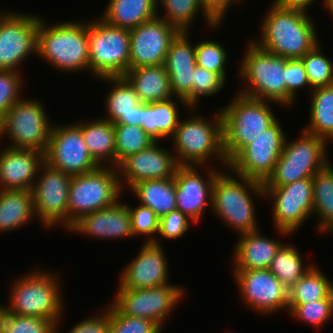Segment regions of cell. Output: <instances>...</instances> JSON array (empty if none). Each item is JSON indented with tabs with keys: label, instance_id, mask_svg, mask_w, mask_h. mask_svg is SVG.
<instances>
[{
	"label": "cell",
	"instance_id": "836d02e7",
	"mask_svg": "<svg viewBox=\"0 0 333 333\" xmlns=\"http://www.w3.org/2000/svg\"><path fill=\"white\" fill-rule=\"evenodd\" d=\"M308 124L302 129L333 143V84L309 92Z\"/></svg>",
	"mask_w": 333,
	"mask_h": 333
},
{
	"label": "cell",
	"instance_id": "d590c367",
	"mask_svg": "<svg viewBox=\"0 0 333 333\" xmlns=\"http://www.w3.org/2000/svg\"><path fill=\"white\" fill-rule=\"evenodd\" d=\"M159 6L161 7L160 9ZM158 10L162 11L160 12ZM198 16L199 19L200 17L203 19L201 21L206 24L208 27L207 30L211 29V31H215L216 29L217 31L218 27H222L221 25H215L203 13L199 0H157V17L166 20L180 32H190Z\"/></svg>",
	"mask_w": 333,
	"mask_h": 333
},
{
	"label": "cell",
	"instance_id": "484cf974",
	"mask_svg": "<svg viewBox=\"0 0 333 333\" xmlns=\"http://www.w3.org/2000/svg\"><path fill=\"white\" fill-rule=\"evenodd\" d=\"M261 230L238 236L232 251L231 270L268 269L276 252L284 244L282 240L266 237Z\"/></svg>",
	"mask_w": 333,
	"mask_h": 333
},
{
	"label": "cell",
	"instance_id": "7c38bea8",
	"mask_svg": "<svg viewBox=\"0 0 333 333\" xmlns=\"http://www.w3.org/2000/svg\"><path fill=\"white\" fill-rule=\"evenodd\" d=\"M264 195L265 201L271 202V221L278 235L292 236L313 216L312 178L283 186L264 187Z\"/></svg>",
	"mask_w": 333,
	"mask_h": 333
},
{
	"label": "cell",
	"instance_id": "4dcf8cb0",
	"mask_svg": "<svg viewBox=\"0 0 333 333\" xmlns=\"http://www.w3.org/2000/svg\"><path fill=\"white\" fill-rule=\"evenodd\" d=\"M157 16V0H109L102 18L109 25L132 29Z\"/></svg>",
	"mask_w": 333,
	"mask_h": 333
},
{
	"label": "cell",
	"instance_id": "8992f818",
	"mask_svg": "<svg viewBox=\"0 0 333 333\" xmlns=\"http://www.w3.org/2000/svg\"><path fill=\"white\" fill-rule=\"evenodd\" d=\"M245 48L238 69L242 87L237 93L253 99L275 102L280 108L286 109V58L267 52L251 39Z\"/></svg>",
	"mask_w": 333,
	"mask_h": 333
},
{
	"label": "cell",
	"instance_id": "d6a6232c",
	"mask_svg": "<svg viewBox=\"0 0 333 333\" xmlns=\"http://www.w3.org/2000/svg\"><path fill=\"white\" fill-rule=\"evenodd\" d=\"M130 192L139 204L152 209L159 218L177 209L174 177L139 182Z\"/></svg>",
	"mask_w": 333,
	"mask_h": 333
},
{
	"label": "cell",
	"instance_id": "44dd1931",
	"mask_svg": "<svg viewBox=\"0 0 333 333\" xmlns=\"http://www.w3.org/2000/svg\"><path fill=\"white\" fill-rule=\"evenodd\" d=\"M159 143L154 142L147 149L128 156L117 166L123 191L145 180L174 177L179 165L173 151L165 146L162 148Z\"/></svg>",
	"mask_w": 333,
	"mask_h": 333
},
{
	"label": "cell",
	"instance_id": "5bb4252c",
	"mask_svg": "<svg viewBox=\"0 0 333 333\" xmlns=\"http://www.w3.org/2000/svg\"><path fill=\"white\" fill-rule=\"evenodd\" d=\"M41 15L5 9L0 12V70L19 71L27 57L37 54Z\"/></svg>",
	"mask_w": 333,
	"mask_h": 333
},
{
	"label": "cell",
	"instance_id": "f5cc1de1",
	"mask_svg": "<svg viewBox=\"0 0 333 333\" xmlns=\"http://www.w3.org/2000/svg\"><path fill=\"white\" fill-rule=\"evenodd\" d=\"M315 0H272V3L285 9H296L304 12H310L309 7L314 5Z\"/></svg>",
	"mask_w": 333,
	"mask_h": 333
},
{
	"label": "cell",
	"instance_id": "e0dca14e",
	"mask_svg": "<svg viewBox=\"0 0 333 333\" xmlns=\"http://www.w3.org/2000/svg\"><path fill=\"white\" fill-rule=\"evenodd\" d=\"M44 160L70 176L86 174L100 167L90 155L76 123L53 124Z\"/></svg>",
	"mask_w": 333,
	"mask_h": 333
},
{
	"label": "cell",
	"instance_id": "8fae6325",
	"mask_svg": "<svg viewBox=\"0 0 333 333\" xmlns=\"http://www.w3.org/2000/svg\"><path fill=\"white\" fill-rule=\"evenodd\" d=\"M123 193L117 167L100 166L92 172L72 176L68 197V230L83 215L115 204L122 199Z\"/></svg>",
	"mask_w": 333,
	"mask_h": 333
},
{
	"label": "cell",
	"instance_id": "277c9868",
	"mask_svg": "<svg viewBox=\"0 0 333 333\" xmlns=\"http://www.w3.org/2000/svg\"><path fill=\"white\" fill-rule=\"evenodd\" d=\"M36 267L13 279L12 285H9V301L5 303L6 312L50 319L56 324V329H59L66 311L61 289L62 279L58 270L55 273L54 270L52 272Z\"/></svg>",
	"mask_w": 333,
	"mask_h": 333
},
{
	"label": "cell",
	"instance_id": "ee69618b",
	"mask_svg": "<svg viewBox=\"0 0 333 333\" xmlns=\"http://www.w3.org/2000/svg\"><path fill=\"white\" fill-rule=\"evenodd\" d=\"M110 333H161L162 328L145 318L126 316L109 303Z\"/></svg>",
	"mask_w": 333,
	"mask_h": 333
},
{
	"label": "cell",
	"instance_id": "d6986e66",
	"mask_svg": "<svg viewBox=\"0 0 333 333\" xmlns=\"http://www.w3.org/2000/svg\"><path fill=\"white\" fill-rule=\"evenodd\" d=\"M201 170L205 171L203 175ZM221 171L222 168L216 166H178L176 169L174 182L177 210L195 224L202 221L206 210L211 211L213 186Z\"/></svg>",
	"mask_w": 333,
	"mask_h": 333
},
{
	"label": "cell",
	"instance_id": "5b68a950",
	"mask_svg": "<svg viewBox=\"0 0 333 333\" xmlns=\"http://www.w3.org/2000/svg\"><path fill=\"white\" fill-rule=\"evenodd\" d=\"M50 23L42 16L39 19L36 56L47 61L57 73H88V20Z\"/></svg>",
	"mask_w": 333,
	"mask_h": 333
},
{
	"label": "cell",
	"instance_id": "f546056e",
	"mask_svg": "<svg viewBox=\"0 0 333 333\" xmlns=\"http://www.w3.org/2000/svg\"><path fill=\"white\" fill-rule=\"evenodd\" d=\"M35 218L31 190H0V234L24 228Z\"/></svg>",
	"mask_w": 333,
	"mask_h": 333
},
{
	"label": "cell",
	"instance_id": "9c48e42d",
	"mask_svg": "<svg viewBox=\"0 0 333 333\" xmlns=\"http://www.w3.org/2000/svg\"><path fill=\"white\" fill-rule=\"evenodd\" d=\"M99 18V19H98ZM89 73L95 79L124 76L129 70L130 30L88 19Z\"/></svg>",
	"mask_w": 333,
	"mask_h": 333
},
{
	"label": "cell",
	"instance_id": "3957f363",
	"mask_svg": "<svg viewBox=\"0 0 333 333\" xmlns=\"http://www.w3.org/2000/svg\"><path fill=\"white\" fill-rule=\"evenodd\" d=\"M255 197L257 200H265L262 182L237 175L228 167L224 168L215 179L211 213L238 236L257 231L261 226H258L256 217Z\"/></svg>",
	"mask_w": 333,
	"mask_h": 333
},
{
	"label": "cell",
	"instance_id": "f6af8a7d",
	"mask_svg": "<svg viewBox=\"0 0 333 333\" xmlns=\"http://www.w3.org/2000/svg\"><path fill=\"white\" fill-rule=\"evenodd\" d=\"M130 216L134 238L145 237L144 242H154L157 238L159 228V217L149 207L141 204L127 205Z\"/></svg>",
	"mask_w": 333,
	"mask_h": 333
},
{
	"label": "cell",
	"instance_id": "83f0119b",
	"mask_svg": "<svg viewBox=\"0 0 333 333\" xmlns=\"http://www.w3.org/2000/svg\"><path fill=\"white\" fill-rule=\"evenodd\" d=\"M124 77L144 103L165 101L174 97L165 65L129 69Z\"/></svg>",
	"mask_w": 333,
	"mask_h": 333
},
{
	"label": "cell",
	"instance_id": "60d3db41",
	"mask_svg": "<svg viewBox=\"0 0 333 333\" xmlns=\"http://www.w3.org/2000/svg\"><path fill=\"white\" fill-rule=\"evenodd\" d=\"M287 314L298 322L320 328L333 319V291L324 299L315 302L288 305Z\"/></svg>",
	"mask_w": 333,
	"mask_h": 333
},
{
	"label": "cell",
	"instance_id": "bcb514c9",
	"mask_svg": "<svg viewBox=\"0 0 333 333\" xmlns=\"http://www.w3.org/2000/svg\"><path fill=\"white\" fill-rule=\"evenodd\" d=\"M226 83L218 73L196 65L192 89V107H199L201 98L212 97L218 94Z\"/></svg>",
	"mask_w": 333,
	"mask_h": 333
},
{
	"label": "cell",
	"instance_id": "681fc988",
	"mask_svg": "<svg viewBox=\"0 0 333 333\" xmlns=\"http://www.w3.org/2000/svg\"><path fill=\"white\" fill-rule=\"evenodd\" d=\"M286 87H287V108L291 107L298 98L301 89L311 91L304 64L301 59H286Z\"/></svg>",
	"mask_w": 333,
	"mask_h": 333
},
{
	"label": "cell",
	"instance_id": "db71d44e",
	"mask_svg": "<svg viewBox=\"0 0 333 333\" xmlns=\"http://www.w3.org/2000/svg\"><path fill=\"white\" fill-rule=\"evenodd\" d=\"M142 123H143V102L133 107L132 112L129 114V121H127V125L142 127Z\"/></svg>",
	"mask_w": 333,
	"mask_h": 333
},
{
	"label": "cell",
	"instance_id": "4316f807",
	"mask_svg": "<svg viewBox=\"0 0 333 333\" xmlns=\"http://www.w3.org/2000/svg\"><path fill=\"white\" fill-rule=\"evenodd\" d=\"M180 105L184 109L190 108L183 99L176 97L153 103L143 102L142 128L156 142L169 140L182 118L180 109L183 108Z\"/></svg>",
	"mask_w": 333,
	"mask_h": 333
},
{
	"label": "cell",
	"instance_id": "8d00e7d4",
	"mask_svg": "<svg viewBox=\"0 0 333 333\" xmlns=\"http://www.w3.org/2000/svg\"><path fill=\"white\" fill-rule=\"evenodd\" d=\"M333 280L315 263L288 291V305H300L326 298L333 291Z\"/></svg>",
	"mask_w": 333,
	"mask_h": 333
},
{
	"label": "cell",
	"instance_id": "1f68e13d",
	"mask_svg": "<svg viewBox=\"0 0 333 333\" xmlns=\"http://www.w3.org/2000/svg\"><path fill=\"white\" fill-rule=\"evenodd\" d=\"M98 80L107 82L112 87L105 96L103 105L106 114L102 118L113 124H127L133 107L141 103L135 89L124 76L103 77Z\"/></svg>",
	"mask_w": 333,
	"mask_h": 333
},
{
	"label": "cell",
	"instance_id": "4fadbf2b",
	"mask_svg": "<svg viewBox=\"0 0 333 333\" xmlns=\"http://www.w3.org/2000/svg\"><path fill=\"white\" fill-rule=\"evenodd\" d=\"M117 287L111 303L122 314L152 320L162 329L186 292L182 285L175 283L145 289Z\"/></svg>",
	"mask_w": 333,
	"mask_h": 333
},
{
	"label": "cell",
	"instance_id": "ffe728a7",
	"mask_svg": "<svg viewBox=\"0 0 333 333\" xmlns=\"http://www.w3.org/2000/svg\"><path fill=\"white\" fill-rule=\"evenodd\" d=\"M179 33L177 28L157 16L130 29L129 69L163 65L170 44Z\"/></svg>",
	"mask_w": 333,
	"mask_h": 333
},
{
	"label": "cell",
	"instance_id": "74e56055",
	"mask_svg": "<svg viewBox=\"0 0 333 333\" xmlns=\"http://www.w3.org/2000/svg\"><path fill=\"white\" fill-rule=\"evenodd\" d=\"M299 249L285 239L268 267L288 290L314 265L307 262L305 265V258Z\"/></svg>",
	"mask_w": 333,
	"mask_h": 333
},
{
	"label": "cell",
	"instance_id": "30bf717a",
	"mask_svg": "<svg viewBox=\"0 0 333 333\" xmlns=\"http://www.w3.org/2000/svg\"><path fill=\"white\" fill-rule=\"evenodd\" d=\"M25 98L14 103L0 119V140L9 139L6 146L11 148L33 149L45 154L53 124L41 100Z\"/></svg>",
	"mask_w": 333,
	"mask_h": 333
},
{
	"label": "cell",
	"instance_id": "f1b7e54d",
	"mask_svg": "<svg viewBox=\"0 0 333 333\" xmlns=\"http://www.w3.org/2000/svg\"><path fill=\"white\" fill-rule=\"evenodd\" d=\"M82 131L90 155L100 166L115 167L114 124L102 117L75 122Z\"/></svg>",
	"mask_w": 333,
	"mask_h": 333
},
{
	"label": "cell",
	"instance_id": "7dc6e473",
	"mask_svg": "<svg viewBox=\"0 0 333 333\" xmlns=\"http://www.w3.org/2000/svg\"><path fill=\"white\" fill-rule=\"evenodd\" d=\"M24 83L23 72L0 70V119L14 103L23 98Z\"/></svg>",
	"mask_w": 333,
	"mask_h": 333
},
{
	"label": "cell",
	"instance_id": "f35d334b",
	"mask_svg": "<svg viewBox=\"0 0 333 333\" xmlns=\"http://www.w3.org/2000/svg\"><path fill=\"white\" fill-rule=\"evenodd\" d=\"M115 130V167L128 156L147 149L154 142L142 127L114 124Z\"/></svg>",
	"mask_w": 333,
	"mask_h": 333
},
{
	"label": "cell",
	"instance_id": "e575fe53",
	"mask_svg": "<svg viewBox=\"0 0 333 333\" xmlns=\"http://www.w3.org/2000/svg\"><path fill=\"white\" fill-rule=\"evenodd\" d=\"M313 216L319 233L333 234V164L332 161L312 177Z\"/></svg>",
	"mask_w": 333,
	"mask_h": 333
},
{
	"label": "cell",
	"instance_id": "603a6c76",
	"mask_svg": "<svg viewBox=\"0 0 333 333\" xmlns=\"http://www.w3.org/2000/svg\"><path fill=\"white\" fill-rule=\"evenodd\" d=\"M126 202L119 199L112 206L83 215L68 233L94 237L97 240L129 239L134 237L131 216Z\"/></svg>",
	"mask_w": 333,
	"mask_h": 333
},
{
	"label": "cell",
	"instance_id": "52a82bcc",
	"mask_svg": "<svg viewBox=\"0 0 333 333\" xmlns=\"http://www.w3.org/2000/svg\"><path fill=\"white\" fill-rule=\"evenodd\" d=\"M219 107L223 117L224 153L229 163L246 145L252 143L278 118L269 102L233 94Z\"/></svg>",
	"mask_w": 333,
	"mask_h": 333
},
{
	"label": "cell",
	"instance_id": "816d5d0a",
	"mask_svg": "<svg viewBox=\"0 0 333 333\" xmlns=\"http://www.w3.org/2000/svg\"><path fill=\"white\" fill-rule=\"evenodd\" d=\"M245 1V0H244ZM203 13L215 24L224 25L227 13L234 4L241 5L243 0H199ZM241 3V4H239ZM224 21V22H223ZM223 23V24H222Z\"/></svg>",
	"mask_w": 333,
	"mask_h": 333
},
{
	"label": "cell",
	"instance_id": "11a10c76",
	"mask_svg": "<svg viewBox=\"0 0 333 333\" xmlns=\"http://www.w3.org/2000/svg\"><path fill=\"white\" fill-rule=\"evenodd\" d=\"M320 4L323 6L322 9L326 10L333 20V0H322Z\"/></svg>",
	"mask_w": 333,
	"mask_h": 333
},
{
	"label": "cell",
	"instance_id": "ab89813d",
	"mask_svg": "<svg viewBox=\"0 0 333 333\" xmlns=\"http://www.w3.org/2000/svg\"><path fill=\"white\" fill-rule=\"evenodd\" d=\"M195 42L197 66L218 73L226 81L228 77L226 65L230 63L228 48L222 42L213 39H202Z\"/></svg>",
	"mask_w": 333,
	"mask_h": 333
},
{
	"label": "cell",
	"instance_id": "7bdbcfd3",
	"mask_svg": "<svg viewBox=\"0 0 333 333\" xmlns=\"http://www.w3.org/2000/svg\"><path fill=\"white\" fill-rule=\"evenodd\" d=\"M1 333H56V324L46 318L5 313Z\"/></svg>",
	"mask_w": 333,
	"mask_h": 333
},
{
	"label": "cell",
	"instance_id": "2e32d148",
	"mask_svg": "<svg viewBox=\"0 0 333 333\" xmlns=\"http://www.w3.org/2000/svg\"><path fill=\"white\" fill-rule=\"evenodd\" d=\"M277 119L256 140L246 145L229 163L235 174L264 183L273 173L287 135Z\"/></svg>",
	"mask_w": 333,
	"mask_h": 333
},
{
	"label": "cell",
	"instance_id": "f907efd6",
	"mask_svg": "<svg viewBox=\"0 0 333 333\" xmlns=\"http://www.w3.org/2000/svg\"><path fill=\"white\" fill-rule=\"evenodd\" d=\"M94 315H89L86 318L77 322L68 330V333H110L109 321V304ZM61 329H56V333H60Z\"/></svg>",
	"mask_w": 333,
	"mask_h": 333
},
{
	"label": "cell",
	"instance_id": "ac0fdd59",
	"mask_svg": "<svg viewBox=\"0 0 333 333\" xmlns=\"http://www.w3.org/2000/svg\"><path fill=\"white\" fill-rule=\"evenodd\" d=\"M242 298L249 310L259 315L288 312V289L269 269L232 270Z\"/></svg>",
	"mask_w": 333,
	"mask_h": 333
},
{
	"label": "cell",
	"instance_id": "9a60e30c",
	"mask_svg": "<svg viewBox=\"0 0 333 333\" xmlns=\"http://www.w3.org/2000/svg\"><path fill=\"white\" fill-rule=\"evenodd\" d=\"M72 176L44 162L32 188L36 220L44 229L68 232V197Z\"/></svg>",
	"mask_w": 333,
	"mask_h": 333
},
{
	"label": "cell",
	"instance_id": "ba28073f",
	"mask_svg": "<svg viewBox=\"0 0 333 333\" xmlns=\"http://www.w3.org/2000/svg\"><path fill=\"white\" fill-rule=\"evenodd\" d=\"M328 146L329 143L325 139L304 129L301 130L300 136L293 140L287 136L273 173L263 186H283L304 178H312L331 162Z\"/></svg>",
	"mask_w": 333,
	"mask_h": 333
},
{
	"label": "cell",
	"instance_id": "7402d4cb",
	"mask_svg": "<svg viewBox=\"0 0 333 333\" xmlns=\"http://www.w3.org/2000/svg\"><path fill=\"white\" fill-rule=\"evenodd\" d=\"M139 248L137 256L122 268L118 286L121 289H145L171 283L169 260L163 245L142 242Z\"/></svg>",
	"mask_w": 333,
	"mask_h": 333
},
{
	"label": "cell",
	"instance_id": "d4e9b609",
	"mask_svg": "<svg viewBox=\"0 0 333 333\" xmlns=\"http://www.w3.org/2000/svg\"><path fill=\"white\" fill-rule=\"evenodd\" d=\"M44 153L33 149H0V190H32Z\"/></svg>",
	"mask_w": 333,
	"mask_h": 333
},
{
	"label": "cell",
	"instance_id": "6da1fadb",
	"mask_svg": "<svg viewBox=\"0 0 333 333\" xmlns=\"http://www.w3.org/2000/svg\"><path fill=\"white\" fill-rule=\"evenodd\" d=\"M187 110L192 111V115L188 111L189 116L184 120L180 119L173 136L169 139L178 165L214 167L216 163V167L227 168L221 110H216L217 112L209 117L201 112L197 113L195 107Z\"/></svg>",
	"mask_w": 333,
	"mask_h": 333
},
{
	"label": "cell",
	"instance_id": "9f6ffc18",
	"mask_svg": "<svg viewBox=\"0 0 333 333\" xmlns=\"http://www.w3.org/2000/svg\"><path fill=\"white\" fill-rule=\"evenodd\" d=\"M6 313V308H5V304L0 302V333H1V327H2V317L5 315Z\"/></svg>",
	"mask_w": 333,
	"mask_h": 333
},
{
	"label": "cell",
	"instance_id": "b9f144b4",
	"mask_svg": "<svg viewBox=\"0 0 333 333\" xmlns=\"http://www.w3.org/2000/svg\"><path fill=\"white\" fill-rule=\"evenodd\" d=\"M320 44L301 58L312 88L333 84V61L324 54Z\"/></svg>",
	"mask_w": 333,
	"mask_h": 333
},
{
	"label": "cell",
	"instance_id": "cb8c5ba5",
	"mask_svg": "<svg viewBox=\"0 0 333 333\" xmlns=\"http://www.w3.org/2000/svg\"><path fill=\"white\" fill-rule=\"evenodd\" d=\"M191 32H180L176 36L170 44L164 63L174 97L183 99L190 108H192L194 69L197 65L195 43L189 39Z\"/></svg>",
	"mask_w": 333,
	"mask_h": 333
},
{
	"label": "cell",
	"instance_id": "c3c4849f",
	"mask_svg": "<svg viewBox=\"0 0 333 333\" xmlns=\"http://www.w3.org/2000/svg\"><path fill=\"white\" fill-rule=\"evenodd\" d=\"M191 223L194 222L181 211L173 210L159 218L157 238L153 243L163 245L161 241L163 238L170 241L180 239L189 230Z\"/></svg>",
	"mask_w": 333,
	"mask_h": 333
},
{
	"label": "cell",
	"instance_id": "7a4b0ae2",
	"mask_svg": "<svg viewBox=\"0 0 333 333\" xmlns=\"http://www.w3.org/2000/svg\"><path fill=\"white\" fill-rule=\"evenodd\" d=\"M309 15L271 3L262 16L260 36L252 41L269 53L286 59H301L321 42L318 26Z\"/></svg>",
	"mask_w": 333,
	"mask_h": 333
}]
</instances>
